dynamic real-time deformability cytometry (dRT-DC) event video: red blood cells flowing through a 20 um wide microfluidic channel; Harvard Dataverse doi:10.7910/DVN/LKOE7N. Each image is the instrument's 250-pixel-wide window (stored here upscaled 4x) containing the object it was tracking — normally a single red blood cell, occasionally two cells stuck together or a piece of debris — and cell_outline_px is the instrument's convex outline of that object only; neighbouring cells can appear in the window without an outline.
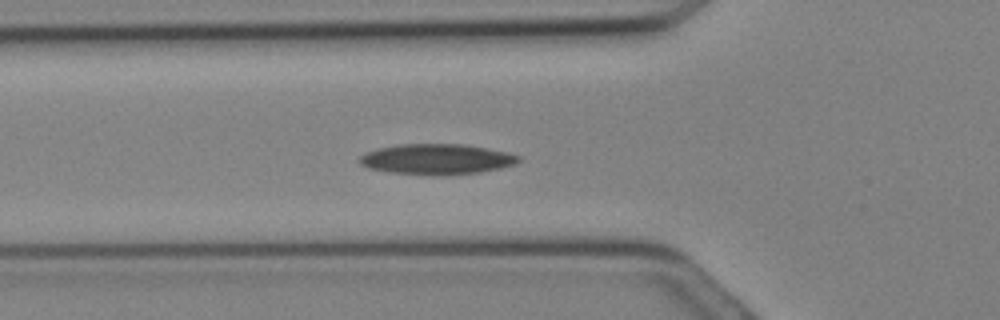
{"species": "Egyptian fruit bat (a non-hibernating species)", "species_latin": "Rousettus aegyptiacus", "temperature_condition": "cold", "stored_images_in_passage": 15, "camera_frame_rate_fps": 3000, "um_per_image_px": 0.085, "animal": {"sex": "female"}, "frame": {"image": 1, "passage_image": 9, "time_ms": 2.667, "image_size_px": [1000, 320], "cell_outline_px": [[520, 160], [516, 164], [500, 168], [480, 172], [388, 172], [368, 168], [360, 164], [360, 156], [368, 152], [380, 148], [400, 144], [464, 144], [508, 152], [520, 156]], "centroid_in_image_um": [37.15, 13.48], "position_along_channel_um": 88.6, "area_um2": 26.93}}
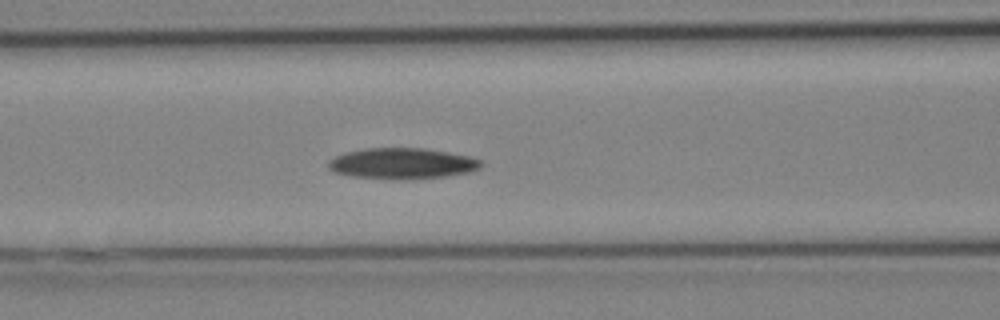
{"frame": {"image": 2, "passage_image": 11, "time_ms": 3.333, "image_size_px": [1000, 320], "cell_outline_px": [[484, 164], [480, 168], [472, 172], [444, 176], [404, 180], [396, 180], [352, 176], [332, 172], [328, 168], [328, 164], [336, 156], [348, 152], [364, 148], [424, 148], [448, 152], [468, 156], [484, 160]], "centroid_in_image_um": [34.24, 13.9], "position_along_channel_um": 132.4, "area_um2": 27.69}}
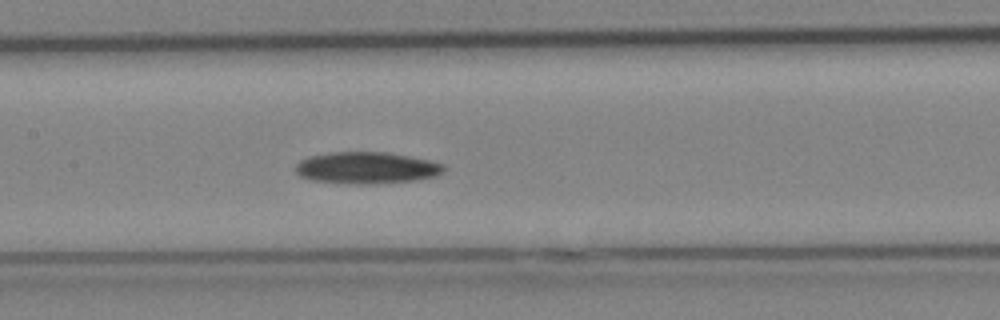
{"frame": {"image": 3, "passage_image": 13, "time_ms": 4.0, "image_size_px": [1000, 320], "cell_outline_px": [[448, 168], [444, 172], [436, 176], [416, 180], [372, 184], [356, 184], [312, 180], [300, 176], [296, 172], [296, 164], [300, 160], [308, 156], [328, 152], [384, 152], [432, 160], [444, 164]], "centroid_in_image_um": [31.2, 14.26], "position_along_channel_um": 176.2, "area_um2": 27.63}}